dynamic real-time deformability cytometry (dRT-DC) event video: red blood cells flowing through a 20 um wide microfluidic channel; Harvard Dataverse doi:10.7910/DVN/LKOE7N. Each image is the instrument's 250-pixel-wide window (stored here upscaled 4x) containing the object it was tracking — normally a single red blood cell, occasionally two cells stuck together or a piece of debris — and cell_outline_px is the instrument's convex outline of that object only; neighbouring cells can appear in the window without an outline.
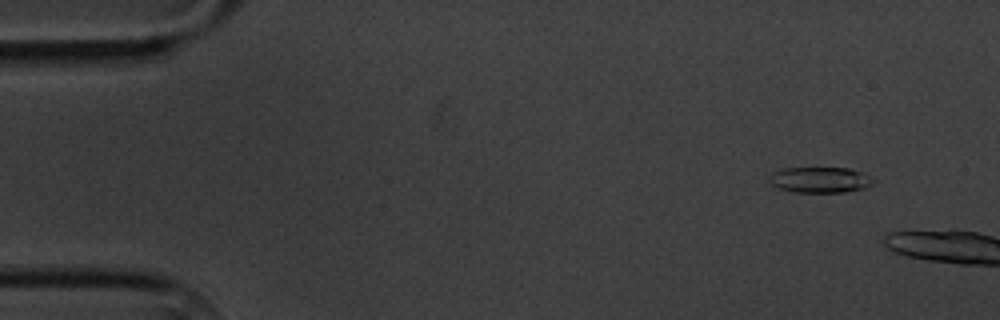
{"species": "common noctule bat (a hibernating species)", "species_latin": "Nyctalus noctula", "temperature_condition": "cold", "stored_images_in_passage": 2, "camera_frame_rate_fps": 3000, "um_per_image_px": 0.085, "animal": {"sex": "male", "body_mass_g": 20.1, "forearm_length_mm": 53.5}, "frame": {"image": 1, "passage_image": 2, "time_ms": 2.0, "image_size_px": [1000, 320], "cell_outline_px": [[876, 180], [872, 184], [864, 188], [844, 192], [792, 192], [780, 188], [772, 184], [768, 180], [768, 176], [772, 172], [784, 168], [848, 168], [864, 172]], "centroid_in_image_um": [69.71, 15.28], "position_along_channel_um": 15.3, "area_um2": 15.72}}